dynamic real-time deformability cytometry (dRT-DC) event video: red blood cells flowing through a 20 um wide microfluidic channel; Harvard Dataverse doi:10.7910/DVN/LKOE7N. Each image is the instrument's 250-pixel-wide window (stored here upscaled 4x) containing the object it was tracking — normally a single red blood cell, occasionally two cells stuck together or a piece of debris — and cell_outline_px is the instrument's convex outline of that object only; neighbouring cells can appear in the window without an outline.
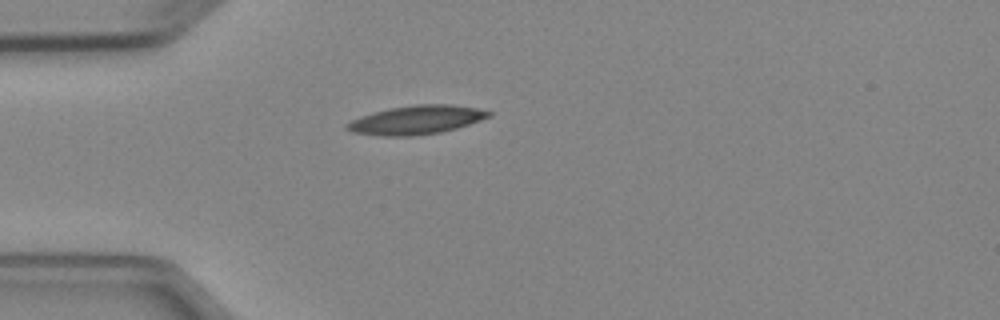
{"species": "Egyptian fruit bat (a non-hibernating species)", "species_latin": "Rousettus aegyptiacus", "temperature_condition": "cold", "stored_images_in_passage": 2, "camera_frame_rate_fps": 3000, "um_per_image_px": 0.085, "animal": {"sex": "female"}, "frame": {"image": 1, "passage_image": 1, "time_ms": 0.0, "image_size_px": [1000, 320], "cell_outline_px": [[492, 116], [456, 128], [440, 132], [412, 136], [384, 136], [352, 132], [344, 128], [344, 124], [360, 116], [372, 112], [388, 108], [416, 104], [452, 104], [476, 108], [492, 112]], "centroid_in_image_um": [35.35, 10.18], "position_along_channel_um": 49.6, "area_um2": 23.81}}